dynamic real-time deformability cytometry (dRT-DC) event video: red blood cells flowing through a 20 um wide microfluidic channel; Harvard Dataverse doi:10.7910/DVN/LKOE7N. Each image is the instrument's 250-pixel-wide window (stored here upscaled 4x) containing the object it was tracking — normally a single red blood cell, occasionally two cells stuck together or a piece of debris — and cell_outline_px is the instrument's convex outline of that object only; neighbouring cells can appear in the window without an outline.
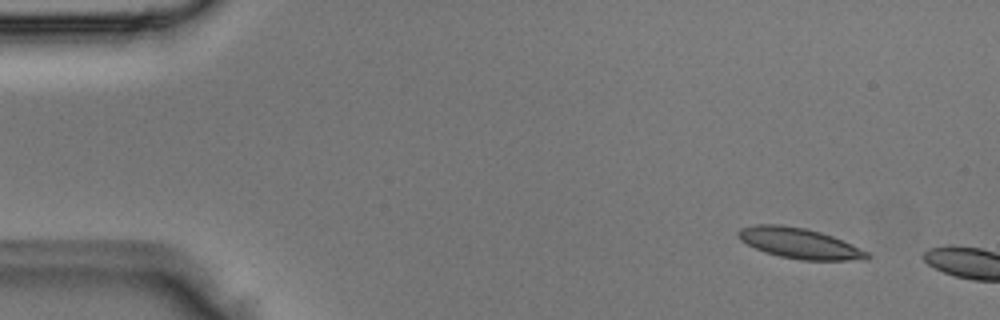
{"species": "Egyptian fruit bat (a non-hibernating species)", "species_latin": "Rousettus aegyptiacus", "temperature_condition": "room temperature", "stored_images_in_passage": 2, "camera_frame_rate_fps": 3000, "um_per_image_px": 0.085, "animal": {"sex": "male"}, "frame": {"image": 1, "passage_image": 1, "time_ms": 0.0, "image_size_px": [1000, 320], "cell_outline_px": [[872, 256], [868, 260], [800, 260], [780, 256], [764, 252], [740, 240], [736, 232], [740, 228], [756, 224], [780, 224], [804, 228], [820, 232], [832, 236], [868, 252]], "centroid_in_image_um": [67.94, 20.68], "position_along_channel_um": 17.1, "area_um2": 22.83}}